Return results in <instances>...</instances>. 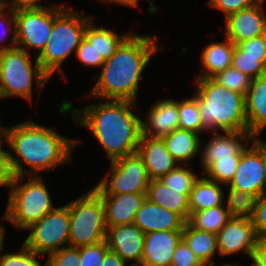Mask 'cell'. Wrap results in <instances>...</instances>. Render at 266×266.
Masks as SVG:
<instances>
[{
	"mask_svg": "<svg viewBox=\"0 0 266 266\" xmlns=\"http://www.w3.org/2000/svg\"><path fill=\"white\" fill-rule=\"evenodd\" d=\"M258 0H208V7L220 10L224 14V18L236 13L242 9H246L256 3Z\"/></svg>",
	"mask_w": 266,
	"mask_h": 266,
	"instance_id": "42",
	"label": "cell"
},
{
	"mask_svg": "<svg viewBox=\"0 0 266 266\" xmlns=\"http://www.w3.org/2000/svg\"><path fill=\"white\" fill-rule=\"evenodd\" d=\"M216 237L219 255L225 257L243 251L250 260L258 240L251 218L232 217Z\"/></svg>",
	"mask_w": 266,
	"mask_h": 266,
	"instance_id": "12",
	"label": "cell"
},
{
	"mask_svg": "<svg viewBox=\"0 0 266 266\" xmlns=\"http://www.w3.org/2000/svg\"><path fill=\"white\" fill-rule=\"evenodd\" d=\"M6 8L7 10H5ZM9 14L11 18H8L7 15ZM8 34H12L9 45L2 46V44H0V51L16 47L14 11L10 8L8 9L3 3H0V42H3Z\"/></svg>",
	"mask_w": 266,
	"mask_h": 266,
	"instance_id": "38",
	"label": "cell"
},
{
	"mask_svg": "<svg viewBox=\"0 0 266 266\" xmlns=\"http://www.w3.org/2000/svg\"><path fill=\"white\" fill-rule=\"evenodd\" d=\"M202 264L185 241L181 239L176 246L170 266H201Z\"/></svg>",
	"mask_w": 266,
	"mask_h": 266,
	"instance_id": "41",
	"label": "cell"
},
{
	"mask_svg": "<svg viewBox=\"0 0 266 266\" xmlns=\"http://www.w3.org/2000/svg\"><path fill=\"white\" fill-rule=\"evenodd\" d=\"M199 177L198 174L194 173L192 168L179 165L159 180L174 191H191Z\"/></svg>",
	"mask_w": 266,
	"mask_h": 266,
	"instance_id": "33",
	"label": "cell"
},
{
	"mask_svg": "<svg viewBox=\"0 0 266 266\" xmlns=\"http://www.w3.org/2000/svg\"><path fill=\"white\" fill-rule=\"evenodd\" d=\"M157 35L132 33L101 67V73L89 98L101 100H129L136 102L139 82L150 59L163 45L157 44Z\"/></svg>",
	"mask_w": 266,
	"mask_h": 266,
	"instance_id": "2",
	"label": "cell"
},
{
	"mask_svg": "<svg viewBox=\"0 0 266 266\" xmlns=\"http://www.w3.org/2000/svg\"><path fill=\"white\" fill-rule=\"evenodd\" d=\"M110 167L103 179L91 188L96 194L146 193L150 179L137 152L111 161Z\"/></svg>",
	"mask_w": 266,
	"mask_h": 266,
	"instance_id": "9",
	"label": "cell"
},
{
	"mask_svg": "<svg viewBox=\"0 0 266 266\" xmlns=\"http://www.w3.org/2000/svg\"><path fill=\"white\" fill-rule=\"evenodd\" d=\"M41 0H3L2 3L13 11L24 9H36L46 7L40 4Z\"/></svg>",
	"mask_w": 266,
	"mask_h": 266,
	"instance_id": "47",
	"label": "cell"
},
{
	"mask_svg": "<svg viewBox=\"0 0 266 266\" xmlns=\"http://www.w3.org/2000/svg\"><path fill=\"white\" fill-rule=\"evenodd\" d=\"M251 219L258 238L266 237V192L258 198L255 211Z\"/></svg>",
	"mask_w": 266,
	"mask_h": 266,
	"instance_id": "44",
	"label": "cell"
},
{
	"mask_svg": "<svg viewBox=\"0 0 266 266\" xmlns=\"http://www.w3.org/2000/svg\"><path fill=\"white\" fill-rule=\"evenodd\" d=\"M241 155H231V158L219 159L204 173L205 177L227 186L235 175Z\"/></svg>",
	"mask_w": 266,
	"mask_h": 266,
	"instance_id": "34",
	"label": "cell"
},
{
	"mask_svg": "<svg viewBox=\"0 0 266 266\" xmlns=\"http://www.w3.org/2000/svg\"><path fill=\"white\" fill-rule=\"evenodd\" d=\"M16 47L28 52L29 48L45 49L53 29L54 4L49 7L14 11Z\"/></svg>",
	"mask_w": 266,
	"mask_h": 266,
	"instance_id": "11",
	"label": "cell"
},
{
	"mask_svg": "<svg viewBox=\"0 0 266 266\" xmlns=\"http://www.w3.org/2000/svg\"><path fill=\"white\" fill-rule=\"evenodd\" d=\"M245 112L250 134L266 128V75L252 79L245 96Z\"/></svg>",
	"mask_w": 266,
	"mask_h": 266,
	"instance_id": "23",
	"label": "cell"
},
{
	"mask_svg": "<svg viewBox=\"0 0 266 266\" xmlns=\"http://www.w3.org/2000/svg\"><path fill=\"white\" fill-rule=\"evenodd\" d=\"M126 33L118 34L110 28L98 27L92 20L86 27L84 38L93 45L103 61H106L133 32L130 30Z\"/></svg>",
	"mask_w": 266,
	"mask_h": 266,
	"instance_id": "27",
	"label": "cell"
},
{
	"mask_svg": "<svg viewBox=\"0 0 266 266\" xmlns=\"http://www.w3.org/2000/svg\"><path fill=\"white\" fill-rule=\"evenodd\" d=\"M102 266H126V262L117 253L108 250L103 258Z\"/></svg>",
	"mask_w": 266,
	"mask_h": 266,
	"instance_id": "49",
	"label": "cell"
},
{
	"mask_svg": "<svg viewBox=\"0 0 266 266\" xmlns=\"http://www.w3.org/2000/svg\"><path fill=\"white\" fill-rule=\"evenodd\" d=\"M84 108H73L72 102L64 100L59 113H71L72 120L86 127L103 146L111 161L134 154L138 150L142 134V118L131 108L136 102L129 100H99Z\"/></svg>",
	"mask_w": 266,
	"mask_h": 266,
	"instance_id": "1",
	"label": "cell"
},
{
	"mask_svg": "<svg viewBox=\"0 0 266 266\" xmlns=\"http://www.w3.org/2000/svg\"><path fill=\"white\" fill-rule=\"evenodd\" d=\"M191 191H174L159 179L150 180L146 198L158 206H162L178 214L185 222L189 219V194Z\"/></svg>",
	"mask_w": 266,
	"mask_h": 266,
	"instance_id": "22",
	"label": "cell"
},
{
	"mask_svg": "<svg viewBox=\"0 0 266 266\" xmlns=\"http://www.w3.org/2000/svg\"><path fill=\"white\" fill-rule=\"evenodd\" d=\"M234 44L226 37L223 42H213L201 52L202 70L197 78H212L229 68L232 63Z\"/></svg>",
	"mask_w": 266,
	"mask_h": 266,
	"instance_id": "24",
	"label": "cell"
},
{
	"mask_svg": "<svg viewBox=\"0 0 266 266\" xmlns=\"http://www.w3.org/2000/svg\"><path fill=\"white\" fill-rule=\"evenodd\" d=\"M232 217L224 205L193 212L188 223L195 229L217 234Z\"/></svg>",
	"mask_w": 266,
	"mask_h": 266,
	"instance_id": "29",
	"label": "cell"
},
{
	"mask_svg": "<svg viewBox=\"0 0 266 266\" xmlns=\"http://www.w3.org/2000/svg\"><path fill=\"white\" fill-rule=\"evenodd\" d=\"M182 239L203 264L214 263L213 256L218 251L215 233L195 229L188 222H185Z\"/></svg>",
	"mask_w": 266,
	"mask_h": 266,
	"instance_id": "28",
	"label": "cell"
},
{
	"mask_svg": "<svg viewBox=\"0 0 266 266\" xmlns=\"http://www.w3.org/2000/svg\"><path fill=\"white\" fill-rule=\"evenodd\" d=\"M263 131H256L250 134V143L251 145L257 150L260 154L263 164L266 170V140H262L259 137L260 133L262 134ZM258 136V137H257Z\"/></svg>",
	"mask_w": 266,
	"mask_h": 266,
	"instance_id": "48",
	"label": "cell"
},
{
	"mask_svg": "<svg viewBox=\"0 0 266 266\" xmlns=\"http://www.w3.org/2000/svg\"><path fill=\"white\" fill-rule=\"evenodd\" d=\"M108 250L106 241L95 245L81 246L78 266H102L103 258Z\"/></svg>",
	"mask_w": 266,
	"mask_h": 266,
	"instance_id": "39",
	"label": "cell"
},
{
	"mask_svg": "<svg viewBox=\"0 0 266 266\" xmlns=\"http://www.w3.org/2000/svg\"><path fill=\"white\" fill-rule=\"evenodd\" d=\"M223 184L200 176L189 194V214L225 205Z\"/></svg>",
	"mask_w": 266,
	"mask_h": 266,
	"instance_id": "26",
	"label": "cell"
},
{
	"mask_svg": "<svg viewBox=\"0 0 266 266\" xmlns=\"http://www.w3.org/2000/svg\"><path fill=\"white\" fill-rule=\"evenodd\" d=\"M37 256L41 257L42 255L35 253L23 244L18 253L11 252L0 255V266H42L36 259Z\"/></svg>",
	"mask_w": 266,
	"mask_h": 266,
	"instance_id": "36",
	"label": "cell"
},
{
	"mask_svg": "<svg viewBox=\"0 0 266 266\" xmlns=\"http://www.w3.org/2000/svg\"><path fill=\"white\" fill-rule=\"evenodd\" d=\"M7 130H8V127L2 126L1 120H0V149L2 148V143L7 142Z\"/></svg>",
	"mask_w": 266,
	"mask_h": 266,
	"instance_id": "51",
	"label": "cell"
},
{
	"mask_svg": "<svg viewBox=\"0 0 266 266\" xmlns=\"http://www.w3.org/2000/svg\"><path fill=\"white\" fill-rule=\"evenodd\" d=\"M197 101L202 125L213 131H248L245 96L227 89L213 78H196Z\"/></svg>",
	"mask_w": 266,
	"mask_h": 266,
	"instance_id": "4",
	"label": "cell"
},
{
	"mask_svg": "<svg viewBox=\"0 0 266 266\" xmlns=\"http://www.w3.org/2000/svg\"><path fill=\"white\" fill-rule=\"evenodd\" d=\"M182 230L154 231L145 234L140 266H170Z\"/></svg>",
	"mask_w": 266,
	"mask_h": 266,
	"instance_id": "17",
	"label": "cell"
},
{
	"mask_svg": "<svg viewBox=\"0 0 266 266\" xmlns=\"http://www.w3.org/2000/svg\"><path fill=\"white\" fill-rule=\"evenodd\" d=\"M227 186L258 197L266 192L265 166L260 154L251 144L243 150L235 175Z\"/></svg>",
	"mask_w": 266,
	"mask_h": 266,
	"instance_id": "14",
	"label": "cell"
},
{
	"mask_svg": "<svg viewBox=\"0 0 266 266\" xmlns=\"http://www.w3.org/2000/svg\"><path fill=\"white\" fill-rule=\"evenodd\" d=\"M167 150L179 165H185L187 161L201 155V137L200 134L184 130L176 129L170 134L163 137Z\"/></svg>",
	"mask_w": 266,
	"mask_h": 266,
	"instance_id": "25",
	"label": "cell"
},
{
	"mask_svg": "<svg viewBox=\"0 0 266 266\" xmlns=\"http://www.w3.org/2000/svg\"><path fill=\"white\" fill-rule=\"evenodd\" d=\"M102 3H108V4H113V3H117V4H121V5H125L128 7H138V1L137 0H101Z\"/></svg>",
	"mask_w": 266,
	"mask_h": 266,
	"instance_id": "50",
	"label": "cell"
},
{
	"mask_svg": "<svg viewBox=\"0 0 266 266\" xmlns=\"http://www.w3.org/2000/svg\"><path fill=\"white\" fill-rule=\"evenodd\" d=\"M201 266H240L237 264H221V265H218V264H215L214 263H205V264H202Z\"/></svg>",
	"mask_w": 266,
	"mask_h": 266,
	"instance_id": "54",
	"label": "cell"
},
{
	"mask_svg": "<svg viewBox=\"0 0 266 266\" xmlns=\"http://www.w3.org/2000/svg\"><path fill=\"white\" fill-rule=\"evenodd\" d=\"M62 5V6H61ZM54 5V23L45 49L37 56L42 70L51 78L54 72L59 70L66 79L61 69L62 63L70 58L72 52H76L84 38L87 25L93 20L71 7Z\"/></svg>",
	"mask_w": 266,
	"mask_h": 266,
	"instance_id": "5",
	"label": "cell"
},
{
	"mask_svg": "<svg viewBox=\"0 0 266 266\" xmlns=\"http://www.w3.org/2000/svg\"><path fill=\"white\" fill-rule=\"evenodd\" d=\"M41 92L50 77L42 70L37 56L32 60L27 51L14 47L0 51V99L21 97L32 101V85Z\"/></svg>",
	"mask_w": 266,
	"mask_h": 266,
	"instance_id": "7",
	"label": "cell"
},
{
	"mask_svg": "<svg viewBox=\"0 0 266 266\" xmlns=\"http://www.w3.org/2000/svg\"><path fill=\"white\" fill-rule=\"evenodd\" d=\"M4 235H5V228L2 226V224L0 225V254L4 249Z\"/></svg>",
	"mask_w": 266,
	"mask_h": 266,
	"instance_id": "52",
	"label": "cell"
},
{
	"mask_svg": "<svg viewBox=\"0 0 266 266\" xmlns=\"http://www.w3.org/2000/svg\"><path fill=\"white\" fill-rule=\"evenodd\" d=\"M137 153L143 159L150 180L160 179L179 166L167 150L163 138H151L141 134Z\"/></svg>",
	"mask_w": 266,
	"mask_h": 266,
	"instance_id": "19",
	"label": "cell"
},
{
	"mask_svg": "<svg viewBox=\"0 0 266 266\" xmlns=\"http://www.w3.org/2000/svg\"><path fill=\"white\" fill-rule=\"evenodd\" d=\"M251 261V266H266V237L258 238Z\"/></svg>",
	"mask_w": 266,
	"mask_h": 266,
	"instance_id": "46",
	"label": "cell"
},
{
	"mask_svg": "<svg viewBox=\"0 0 266 266\" xmlns=\"http://www.w3.org/2000/svg\"><path fill=\"white\" fill-rule=\"evenodd\" d=\"M66 205L70 216V247L78 248L105 241V209L101 198L92 189Z\"/></svg>",
	"mask_w": 266,
	"mask_h": 266,
	"instance_id": "8",
	"label": "cell"
},
{
	"mask_svg": "<svg viewBox=\"0 0 266 266\" xmlns=\"http://www.w3.org/2000/svg\"><path fill=\"white\" fill-rule=\"evenodd\" d=\"M143 231L134 223L107 227L105 241L129 266H140L144 249ZM134 263V264H133Z\"/></svg>",
	"mask_w": 266,
	"mask_h": 266,
	"instance_id": "15",
	"label": "cell"
},
{
	"mask_svg": "<svg viewBox=\"0 0 266 266\" xmlns=\"http://www.w3.org/2000/svg\"><path fill=\"white\" fill-rule=\"evenodd\" d=\"M80 263V247H65L48 255L46 266H78Z\"/></svg>",
	"mask_w": 266,
	"mask_h": 266,
	"instance_id": "37",
	"label": "cell"
},
{
	"mask_svg": "<svg viewBox=\"0 0 266 266\" xmlns=\"http://www.w3.org/2000/svg\"><path fill=\"white\" fill-rule=\"evenodd\" d=\"M220 85L244 96L250 89L252 78L230 66L212 77Z\"/></svg>",
	"mask_w": 266,
	"mask_h": 266,
	"instance_id": "35",
	"label": "cell"
},
{
	"mask_svg": "<svg viewBox=\"0 0 266 266\" xmlns=\"http://www.w3.org/2000/svg\"><path fill=\"white\" fill-rule=\"evenodd\" d=\"M15 176L9 189V200L2 219L18 229H27L53 211L52 197L42 177ZM23 182V183H21Z\"/></svg>",
	"mask_w": 266,
	"mask_h": 266,
	"instance_id": "6",
	"label": "cell"
},
{
	"mask_svg": "<svg viewBox=\"0 0 266 266\" xmlns=\"http://www.w3.org/2000/svg\"><path fill=\"white\" fill-rule=\"evenodd\" d=\"M58 133L32 120L8 127L6 144L16 154L14 157L9 152L14 175L38 176L41 171L49 172L59 165L72 163L71 153L79 142ZM23 162L30 167L29 171L22 166Z\"/></svg>",
	"mask_w": 266,
	"mask_h": 266,
	"instance_id": "3",
	"label": "cell"
},
{
	"mask_svg": "<svg viewBox=\"0 0 266 266\" xmlns=\"http://www.w3.org/2000/svg\"><path fill=\"white\" fill-rule=\"evenodd\" d=\"M238 46L247 55L261 56V61L266 64V34L243 41Z\"/></svg>",
	"mask_w": 266,
	"mask_h": 266,
	"instance_id": "43",
	"label": "cell"
},
{
	"mask_svg": "<svg viewBox=\"0 0 266 266\" xmlns=\"http://www.w3.org/2000/svg\"><path fill=\"white\" fill-rule=\"evenodd\" d=\"M178 111L180 129L189 130L198 134L207 131L202 125L199 107L193 97L178 101Z\"/></svg>",
	"mask_w": 266,
	"mask_h": 266,
	"instance_id": "31",
	"label": "cell"
},
{
	"mask_svg": "<svg viewBox=\"0 0 266 266\" xmlns=\"http://www.w3.org/2000/svg\"><path fill=\"white\" fill-rule=\"evenodd\" d=\"M139 2V0H137ZM149 2V7L147 9V11H149V14L154 13L156 10H158L157 5L154 4V2L152 0H147Z\"/></svg>",
	"mask_w": 266,
	"mask_h": 266,
	"instance_id": "53",
	"label": "cell"
},
{
	"mask_svg": "<svg viewBox=\"0 0 266 266\" xmlns=\"http://www.w3.org/2000/svg\"><path fill=\"white\" fill-rule=\"evenodd\" d=\"M133 223L146 234L154 231L183 230L185 221L178 214L146 198L136 212Z\"/></svg>",
	"mask_w": 266,
	"mask_h": 266,
	"instance_id": "21",
	"label": "cell"
},
{
	"mask_svg": "<svg viewBox=\"0 0 266 266\" xmlns=\"http://www.w3.org/2000/svg\"><path fill=\"white\" fill-rule=\"evenodd\" d=\"M231 66L252 79L266 75V64L261 56L247 55L238 45L234 46Z\"/></svg>",
	"mask_w": 266,
	"mask_h": 266,
	"instance_id": "32",
	"label": "cell"
},
{
	"mask_svg": "<svg viewBox=\"0 0 266 266\" xmlns=\"http://www.w3.org/2000/svg\"><path fill=\"white\" fill-rule=\"evenodd\" d=\"M263 3L264 0H258L250 7L225 18L224 35L234 45L266 34V14Z\"/></svg>",
	"mask_w": 266,
	"mask_h": 266,
	"instance_id": "13",
	"label": "cell"
},
{
	"mask_svg": "<svg viewBox=\"0 0 266 266\" xmlns=\"http://www.w3.org/2000/svg\"><path fill=\"white\" fill-rule=\"evenodd\" d=\"M222 133L221 135V132L214 131L213 135H215L211 136L205 147L201 146L203 172L219 159L241 155L246 146L250 144L249 131H222Z\"/></svg>",
	"mask_w": 266,
	"mask_h": 266,
	"instance_id": "16",
	"label": "cell"
},
{
	"mask_svg": "<svg viewBox=\"0 0 266 266\" xmlns=\"http://www.w3.org/2000/svg\"><path fill=\"white\" fill-rule=\"evenodd\" d=\"M105 209L107 227L132 224L146 193L97 194Z\"/></svg>",
	"mask_w": 266,
	"mask_h": 266,
	"instance_id": "20",
	"label": "cell"
},
{
	"mask_svg": "<svg viewBox=\"0 0 266 266\" xmlns=\"http://www.w3.org/2000/svg\"><path fill=\"white\" fill-rule=\"evenodd\" d=\"M74 55L83 65L92 68L94 67V69L95 67L101 68L104 63L100 54H97L93 45H91L85 38H83L79 44Z\"/></svg>",
	"mask_w": 266,
	"mask_h": 266,
	"instance_id": "40",
	"label": "cell"
},
{
	"mask_svg": "<svg viewBox=\"0 0 266 266\" xmlns=\"http://www.w3.org/2000/svg\"><path fill=\"white\" fill-rule=\"evenodd\" d=\"M14 173L10 164L9 151L0 149V186L10 188L14 180Z\"/></svg>",
	"mask_w": 266,
	"mask_h": 266,
	"instance_id": "45",
	"label": "cell"
},
{
	"mask_svg": "<svg viewBox=\"0 0 266 266\" xmlns=\"http://www.w3.org/2000/svg\"><path fill=\"white\" fill-rule=\"evenodd\" d=\"M225 206L231 217L252 218L258 196L228 186Z\"/></svg>",
	"mask_w": 266,
	"mask_h": 266,
	"instance_id": "30",
	"label": "cell"
},
{
	"mask_svg": "<svg viewBox=\"0 0 266 266\" xmlns=\"http://www.w3.org/2000/svg\"><path fill=\"white\" fill-rule=\"evenodd\" d=\"M150 107L141 121L143 136L163 138L179 128L178 100L163 99Z\"/></svg>",
	"mask_w": 266,
	"mask_h": 266,
	"instance_id": "18",
	"label": "cell"
},
{
	"mask_svg": "<svg viewBox=\"0 0 266 266\" xmlns=\"http://www.w3.org/2000/svg\"><path fill=\"white\" fill-rule=\"evenodd\" d=\"M23 244L35 253L46 256L69 246L70 216L65 204L56 207L41 220L32 224ZM68 245V246H66Z\"/></svg>",
	"mask_w": 266,
	"mask_h": 266,
	"instance_id": "10",
	"label": "cell"
}]
</instances>
